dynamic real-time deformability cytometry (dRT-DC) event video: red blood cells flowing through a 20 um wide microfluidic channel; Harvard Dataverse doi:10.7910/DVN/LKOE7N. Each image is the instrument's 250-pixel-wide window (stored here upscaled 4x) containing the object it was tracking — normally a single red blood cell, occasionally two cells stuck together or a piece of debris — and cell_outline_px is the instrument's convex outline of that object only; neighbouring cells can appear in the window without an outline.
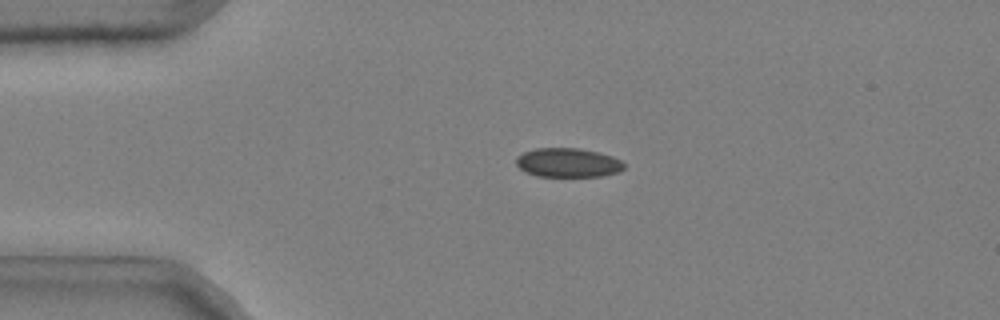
{"species": "common noctule bat (a hibernating species)", "species_latin": "Nyctalus noctula", "temperature_condition": "cold", "stored_images_in_passage": 50, "camera_frame_rate_fps": 3000, "um_per_image_px": 0.085, "animal": {"sex": "male", "body_mass_g": 20.4}, "frame": {"image": 1, "passage_image": 10, "time_ms": 3.0, "image_size_px": [1000, 320], "cell_outline_px": [[624, 168], [620, 172], [604, 176], [536, 176], [524, 172], [516, 164], [516, 156], [524, 152], [536, 148], [580, 148], [612, 156], [620, 160], [624, 164]], "centroid_in_image_um": [48.26, 13.83], "position_along_channel_um": 36.7, "area_um2": 18.38}}
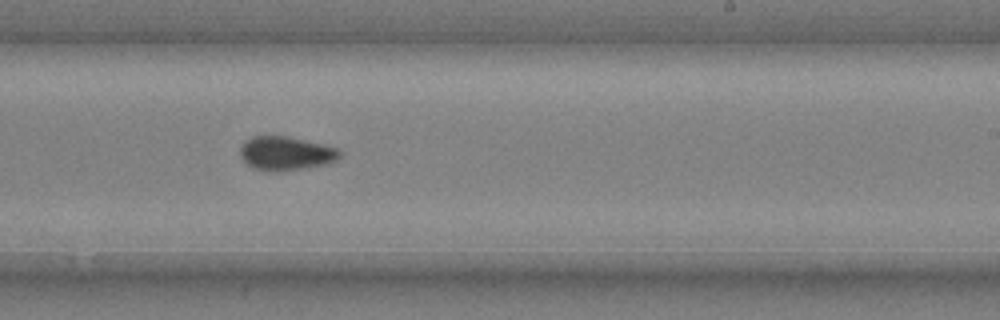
{"frame": {"image": 2, "passage_image": 31, "time_ms": 10.0, "image_size_px": [1000, 320], "cell_outline_px": [[340, 156], [336, 160], [328, 164], [308, 168], [280, 172], [268, 172], [252, 168], [240, 156], [240, 148], [244, 140], [252, 136], [288, 136], [324, 144], [340, 148]], "centroid_in_image_um": [24.3, 13.05], "position_along_channel_um": 264.7, "area_um2": 20.11}}
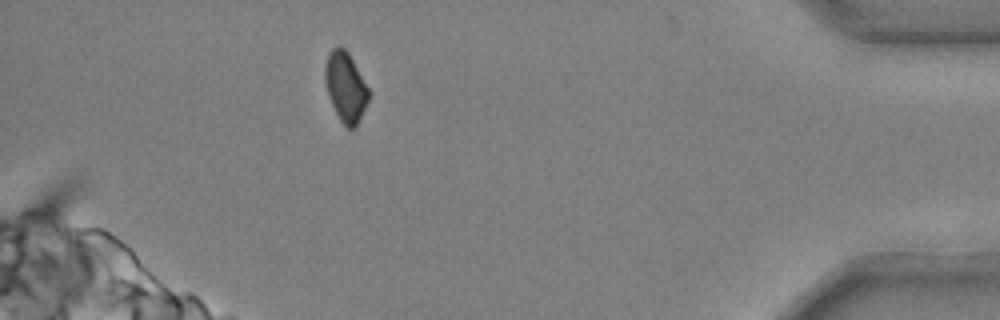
{"frame": {"image": 3, "passage_image": 46, "time_ms": 15.0, "image_size_px": [1000, 320], "cell_outline_px": [[368, 100], [356, 128], [348, 128], [340, 120], [328, 96], [324, 80], [324, 68], [328, 52], [336, 44], [340, 44], [348, 52], [368, 88]], "centroid_in_image_um": [29.34, 7.35], "position_along_channel_um": 405.9, "area_um2": 17.69}, "authors_computed_cell_mechanics": {"area_um2": 18.9584, "velocity_mm_per_s": 3.7106, "shape_relaxation_time_tau1_ms": 3.1787, "shape_relaxation_time_tau2_ms": null, "deformation_change_tau1": 0.0781, "deformation_change_tau2": null}}